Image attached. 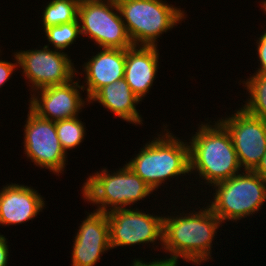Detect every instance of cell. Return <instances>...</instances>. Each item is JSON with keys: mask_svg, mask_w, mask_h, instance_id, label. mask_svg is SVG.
Wrapping results in <instances>:
<instances>
[{"mask_svg": "<svg viewBox=\"0 0 266 266\" xmlns=\"http://www.w3.org/2000/svg\"><path fill=\"white\" fill-rule=\"evenodd\" d=\"M180 215L163 218L162 248L170 252L167 259L175 266L179 265L177 261L180 257L198 265L212 259V241L222 224L220 219L209 206L202 207L198 212Z\"/></svg>", "mask_w": 266, "mask_h": 266, "instance_id": "1", "label": "cell"}, {"mask_svg": "<svg viewBox=\"0 0 266 266\" xmlns=\"http://www.w3.org/2000/svg\"><path fill=\"white\" fill-rule=\"evenodd\" d=\"M208 123L201 124L188 142L189 160L190 174L198 171L199 178L212 186L237 175L242 167L226 127L219 120Z\"/></svg>", "mask_w": 266, "mask_h": 266, "instance_id": "2", "label": "cell"}, {"mask_svg": "<svg viewBox=\"0 0 266 266\" xmlns=\"http://www.w3.org/2000/svg\"><path fill=\"white\" fill-rule=\"evenodd\" d=\"M167 130L164 129L163 136L159 134L145 144L136 157L126 163L153 191L169 177L190 173L189 144Z\"/></svg>", "mask_w": 266, "mask_h": 266, "instance_id": "3", "label": "cell"}, {"mask_svg": "<svg viewBox=\"0 0 266 266\" xmlns=\"http://www.w3.org/2000/svg\"><path fill=\"white\" fill-rule=\"evenodd\" d=\"M116 3L133 45L157 46L156 39L186 16L181 8L163 0H116Z\"/></svg>", "mask_w": 266, "mask_h": 266, "instance_id": "4", "label": "cell"}, {"mask_svg": "<svg viewBox=\"0 0 266 266\" xmlns=\"http://www.w3.org/2000/svg\"><path fill=\"white\" fill-rule=\"evenodd\" d=\"M81 192L87 202L98 205L96 211L108 213L134 205L149 196L153 189L125 164L111 174L105 168L89 176Z\"/></svg>", "mask_w": 266, "mask_h": 266, "instance_id": "5", "label": "cell"}, {"mask_svg": "<svg viewBox=\"0 0 266 266\" xmlns=\"http://www.w3.org/2000/svg\"><path fill=\"white\" fill-rule=\"evenodd\" d=\"M212 186L216 192L208 206L223 223L258 213L266 201V181L254 171L243 170Z\"/></svg>", "mask_w": 266, "mask_h": 266, "instance_id": "6", "label": "cell"}, {"mask_svg": "<svg viewBox=\"0 0 266 266\" xmlns=\"http://www.w3.org/2000/svg\"><path fill=\"white\" fill-rule=\"evenodd\" d=\"M77 19L81 35L93 39L100 48L127 49L133 46L116 1L80 2Z\"/></svg>", "mask_w": 266, "mask_h": 266, "instance_id": "7", "label": "cell"}, {"mask_svg": "<svg viewBox=\"0 0 266 266\" xmlns=\"http://www.w3.org/2000/svg\"><path fill=\"white\" fill-rule=\"evenodd\" d=\"M18 66L32 85V92L52 85H62L76 75L74 64L61 50H50L49 44L43 48L17 51Z\"/></svg>", "mask_w": 266, "mask_h": 266, "instance_id": "8", "label": "cell"}, {"mask_svg": "<svg viewBox=\"0 0 266 266\" xmlns=\"http://www.w3.org/2000/svg\"><path fill=\"white\" fill-rule=\"evenodd\" d=\"M24 149L29 159L40 168L59 175L66 167L67 155L59 142L55 122L39 117L30 108L24 125Z\"/></svg>", "mask_w": 266, "mask_h": 266, "instance_id": "9", "label": "cell"}, {"mask_svg": "<svg viewBox=\"0 0 266 266\" xmlns=\"http://www.w3.org/2000/svg\"><path fill=\"white\" fill-rule=\"evenodd\" d=\"M163 218L140 212L139 209H116L107 213L110 246L140 245L141 243L163 244Z\"/></svg>", "mask_w": 266, "mask_h": 266, "instance_id": "10", "label": "cell"}, {"mask_svg": "<svg viewBox=\"0 0 266 266\" xmlns=\"http://www.w3.org/2000/svg\"><path fill=\"white\" fill-rule=\"evenodd\" d=\"M219 121L230 133L241 167L253 171L266 153V121L243 108Z\"/></svg>", "mask_w": 266, "mask_h": 266, "instance_id": "11", "label": "cell"}, {"mask_svg": "<svg viewBox=\"0 0 266 266\" xmlns=\"http://www.w3.org/2000/svg\"><path fill=\"white\" fill-rule=\"evenodd\" d=\"M78 83L72 79L62 85H52L36 90L38 94L36 92L33 95L30 94L29 108L39 117L54 122L78 116L79 111L86 104L79 92L80 90L84 92V84L80 86Z\"/></svg>", "mask_w": 266, "mask_h": 266, "instance_id": "12", "label": "cell"}, {"mask_svg": "<svg viewBox=\"0 0 266 266\" xmlns=\"http://www.w3.org/2000/svg\"><path fill=\"white\" fill-rule=\"evenodd\" d=\"M81 222L74 237L71 266H94L104 252L111 250L107 213H88Z\"/></svg>", "mask_w": 266, "mask_h": 266, "instance_id": "13", "label": "cell"}, {"mask_svg": "<svg viewBox=\"0 0 266 266\" xmlns=\"http://www.w3.org/2000/svg\"><path fill=\"white\" fill-rule=\"evenodd\" d=\"M45 207V201L33 188L7 184L0 190V225H17L34 219Z\"/></svg>", "mask_w": 266, "mask_h": 266, "instance_id": "14", "label": "cell"}, {"mask_svg": "<svg viewBox=\"0 0 266 266\" xmlns=\"http://www.w3.org/2000/svg\"><path fill=\"white\" fill-rule=\"evenodd\" d=\"M159 54L157 46L133 45L125 49L124 79L141 101L156 78Z\"/></svg>", "mask_w": 266, "mask_h": 266, "instance_id": "15", "label": "cell"}, {"mask_svg": "<svg viewBox=\"0 0 266 266\" xmlns=\"http://www.w3.org/2000/svg\"><path fill=\"white\" fill-rule=\"evenodd\" d=\"M83 67L88 101L100 88L124 78L125 49L102 48Z\"/></svg>", "mask_w": 266, "mask_h": 266, "instance_id": "16", "label": "cell"}, {"mask_svg": "<svg viewBox=\"0 0 266 266\" xmlns=\"http://www.w3.org/2000/svg\"><path fill=\"white\" fill-rule=\"evenodd\" d=\"M91 101H98L117 117L134 125H141L143 121L135 107L141 100L133 93L124 78L100 88L88 103Z\"/></svg>", "mask_w": 266, "mask_h": 266, "instance_id": "17", "label": "cell"}, {"mask_svg": "<svg viewBox=\"0 0 266 266\" xmlns=\"http://www.w3.org/2000/svg\"><path fill=\"white\" fill-rule=\"evenodd\" d=\"M249 97L243 109L249 114L266 121V73H255L243 82Z\"/></svg>", "mask_w": 266, "mask_h": 266, "instance_id": "18", "label": "cell"}, {"mask_svg": "<svg viewBox=\"0 0 266 266\" xmlns=\"http://www.w3.org/2000/svg\"><path fill=\"white\" fill-rule=\"evenodd\" d=\"M79 0H51L43 10V28L77 20Z\"/></svg>", "mask_w": 266, "mask_h": 266, "instance_id": "19", "label": "cell"}, {"mask_svg": "<svg viewBox=\"0 0 266 266\" xmlns=\"http://www.w3.org/2000/svg\"><path fill=\"white\" fill-rule=\"evenodd\" d=\"M56 133L62 149L67 150L76 148L84 140L85 127L78 116L55 121Z\"/></svg>", "mask_w": 266, "mask_h": 266, "instance_id": "20", "label": "cell"}, {"mask_svg": "<svg viewBox=\"0 0 266 266\" xmlns=\"http://www.w3.org/2000/svg\"><path fill=\"white\" fill-rule=\"evenodd\" d=\"M44 31L53 47L61 51L68 48L74 41L76 42L75 39L81 34L78 19L69 23L47 27Z\"/></svg>", "mask_w": 266, "mask_h": 266, "instance_id": "21", "label": "cell"}, {"mask_svg": "<svg viewBox=\"0 0 266 266\" xmlns=\"http://www.w3.org/2000/svg\"><path fill=\"white\" fill-rule=\"evenodd\" d=\"M257 54L260 61V67L256 70V73H266V30L258 38L257 42Z\"/></svg>", "mask_w": 266, "mask_h": 266, "instance_id": "22", "label": "cell"}, {"mask_svg": "<svg viewBox=\"0 0 266 266\" xmlns=\"http://www.w3.org/2000/svg\"><path fill=\"white\" fill-rule=\"evenodd\" d=\"M15 63L0 60V87L3 86L18 66V59L14 53Z\"/></svg>", "mask_w": 266, "mask_h": 266, "instance_id": "23", "label": "cell"}, {"mask_svg": "<svg viewBox=\"0 0 266 266\" xmlns=\"http://www.w3.org/2000/svg\"><path fill=\"white\" fill-rule=\"evenodd\" d=\"M9 246L4 235H0V266H7Z\"/></svg>", "mask_w": 266, "mask_h": 266, "instance_id": "24", "label": "cell"}, {"mask_svg": "<svg viewBox=\"0 0 266 266\" xmlns=\"http://www.w3.org/2000/svg\"><path fill=\"white\" fill-rule=\"evenodd\" d=\"M131 266H175L172 262H170L167 258L160 259L148 262H144V260L134 259Z\"/></svg>", "mask_w": 266, "mask_h": 266, "instance_id": "25", "label": "cell"}, {"mask_svg": "<svg viewBox=\"0 0 266 266\" xmlns=\"http://www.w3.org/2000/svg\"><path fill=\"white\" fill-rule=\"evenodd\" d=\"M253 171L266 181V153Z\"/></svg>", "mask_w": 266, "mask_h": 266, "instance_id": "26", "label": "cell"}, {"mask_svg": "<svg viewBox=\"0 0 266 266\" xmlns=\"http://www.w3.org/2000/svg\"><path fill=\"white\" fill-rule=\"evenodd\" d=\"M80 2H84V1H95V0H79ZM96 1H104V0H96ZM105 1H116V0H105Z\"/></svg>", "mask_w": 266, "mask_h": 266, "instance_id": "27", "label": "cell"}]
</instances>
